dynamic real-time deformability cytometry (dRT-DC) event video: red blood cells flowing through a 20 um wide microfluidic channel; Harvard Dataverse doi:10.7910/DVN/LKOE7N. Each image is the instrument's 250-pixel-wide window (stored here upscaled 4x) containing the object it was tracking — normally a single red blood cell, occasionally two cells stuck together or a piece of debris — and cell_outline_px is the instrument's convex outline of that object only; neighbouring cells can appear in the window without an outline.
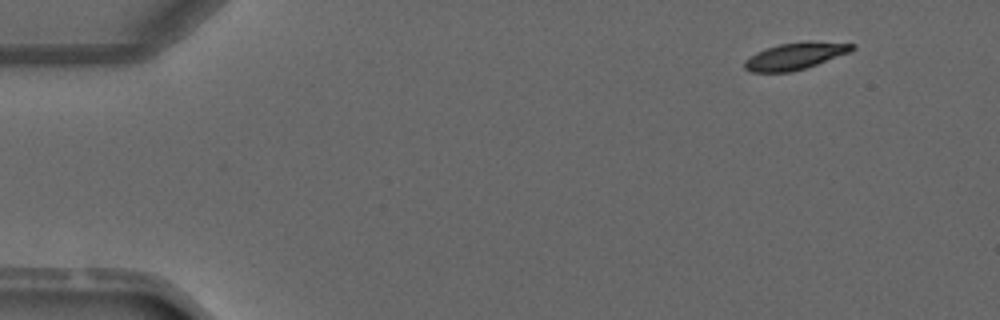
{"species": "common noctule bat (a hibernating species)", "species_latin": "Nyctalus noctula", "temperature_condition": "warm", "stored_images_in_passage": 3, "camera_frame_rate_fps": 3000, "um_per_image_px": 0.085, "animal": {"sex": "male", "forearm_length_mm": 52.5}, "frame": {"image": 1, "passage_image": 1, "time_ms": 0.0, "image_size_px": [1000, 320], "cell_outline_px": [[856, 48], [852, 52], [792, 72], [752, 72], [744, 68], [744, 60], [756, 52], [780, 44], [804, 40], [856, 44]], "centroid_in_image_um": [67.63, 4.75], "position_along_channel_um": 17.4, "area_um2": 16.94}}